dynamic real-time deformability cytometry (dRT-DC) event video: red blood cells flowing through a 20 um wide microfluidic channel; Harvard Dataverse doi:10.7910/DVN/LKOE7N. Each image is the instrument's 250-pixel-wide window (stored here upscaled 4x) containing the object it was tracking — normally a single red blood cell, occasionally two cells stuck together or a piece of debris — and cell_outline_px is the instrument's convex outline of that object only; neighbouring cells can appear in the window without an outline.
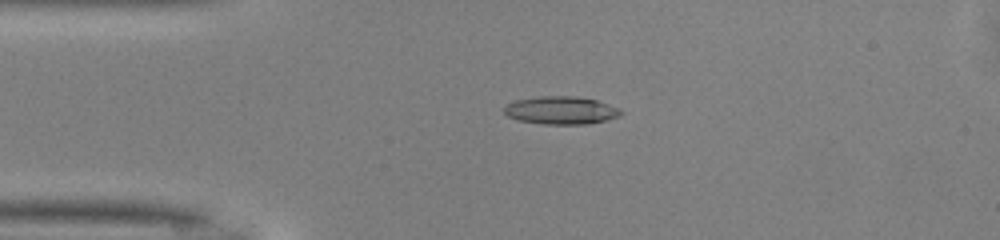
{"species": "common noctule bat (a hibernating species)", "species_latin": "Nyctalus noctula", "temperature_condition": "warm", "stored_images_in_passage": 49, "camera_frame_rate_fps": 3000, "um_per_image_px": 0.085, "animal": {"sex": "male", "body_mass_g": 13.0, "forearm_length_mm": 53.1}, "frame": {"image": 1, "passage_image": 11, "time_ms": 3.333, "image_size_px": [1000, 240], "cell_outline_px": [[624, 112], [620, 116], [588, 124], [544, 124], [520, 120], [508, 116], [504, 112], [504, 108], [508, 104], [516, 100], [540, 96], [572, 96], [596, 100], [620, 108]], "centroid_in_image_um": [47.71, 9.38], "position_along_channel_um": 37.3, "area_um2": 18.79}}
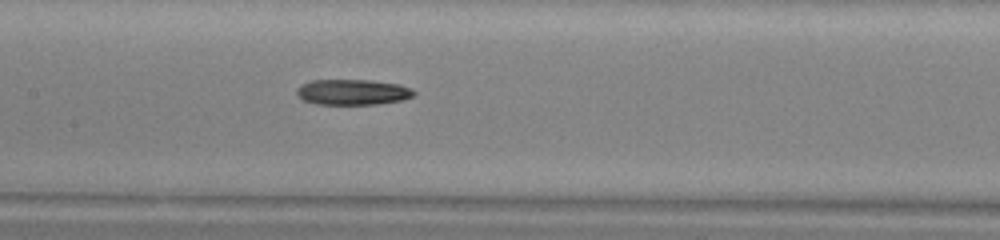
{"frame": {"image": 2, "passage_image": 23, "time_ms": 7.333, "image_size_px": [1000, 240], "cell_outline_px": [[416, 92], [412, 96], [400, 100], [376, 104], [316, 104], [304, 100], [296, 96], [296, 88], [300, 84], [312, 80], [368, 80], [400, 84]], "centroid_in_image_um": [29.9, 7.82], "position_along_channel_um": 177.5, "area_um2": 17.4}}
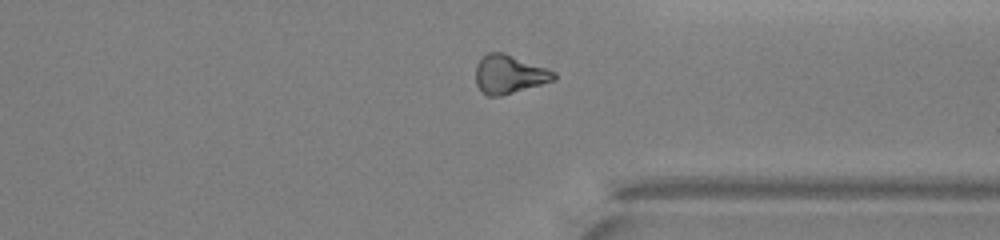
{"frame": {"image": 3, "passage_image": 37, "time_ms": 12.0, "image_size_px": [1000, 240], "cell_outline_px": [[556, 80], [500, 96], [488, 96], [476, 84], [476, 64], [488, 52], [504, 52], [548, 68], [556, 72]], "centroid_in_image_um": [43.31, 6.3], "position_along_channel_um": 368.1, "area_um2": 17.57}}